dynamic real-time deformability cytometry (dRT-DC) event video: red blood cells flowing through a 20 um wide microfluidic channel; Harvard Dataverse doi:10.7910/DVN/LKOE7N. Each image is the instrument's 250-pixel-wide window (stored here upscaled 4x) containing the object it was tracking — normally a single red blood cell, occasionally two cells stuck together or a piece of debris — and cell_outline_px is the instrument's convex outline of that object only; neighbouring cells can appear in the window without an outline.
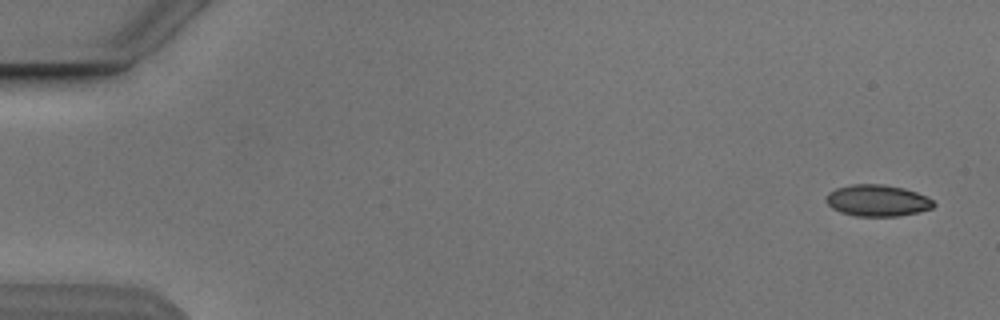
{"species": "Egyptian fruit bat (a non-hibernating species)", "species_latin": "Rousettus aegyptiacus", "temperature_condition": "cold", "stored_images_in_passage": 4, "camera_frame_rate_fps": 3000, "um_per_image_px": 0.085, "animal": {"sex": "male"}, "frame": {"image": 1, "passage_image": 1, "time_ms": 0.0, "image_size_px": [1000, 320], "cell_outline_px": [[936, 204], [932, 208], [920, 212], [896, 216], [856, 216], [840, 212], [832, 208], [824, 200], [828, 192], [836, 188], [852, 184], [884, 184], [904, 188], [916, 192], [932, 200]], "centroid_in_image_um": [74.55, 17.04], "position_along_channel_um": 10.4, "area_um2": 19.83}}